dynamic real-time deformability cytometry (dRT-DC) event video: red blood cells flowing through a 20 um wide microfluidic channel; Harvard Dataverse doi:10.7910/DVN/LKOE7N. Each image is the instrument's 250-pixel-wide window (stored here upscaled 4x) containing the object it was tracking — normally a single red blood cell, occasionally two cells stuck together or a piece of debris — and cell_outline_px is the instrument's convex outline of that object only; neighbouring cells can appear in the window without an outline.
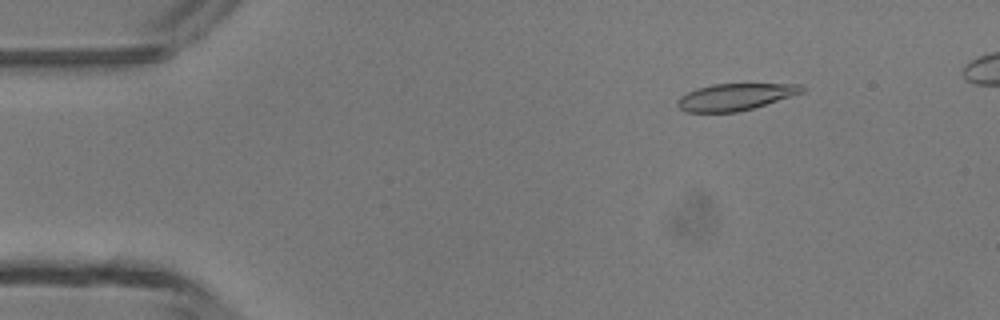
{"species": "common noctule bat (a hibernating species)", "species_latin": "Nyctalus noctula", "temperature_condition": "room temperature", "stored_images_in_passage": 5, "camera_frame_rate_fps": 3000, "um_per_image_px": 0.085, "animal": {"sex": "male", "body_mass_g": 13.3}, "frame": {"image": 1, "passage_image": 2, "time_ms": 1.333, "image_size_px": [1000, 320], "cell_outline_px": [[804, 92], [752, 108], [736, 112], [684, 112], [676, 104], [676, 100], [680, 96], [696, 88], [712, 84], [800, 84], [804, 88]], "centroid_in_image_um": [62.44, 8.23], "position_along_channel_um": 22.6, "area_um2": 19.31}}